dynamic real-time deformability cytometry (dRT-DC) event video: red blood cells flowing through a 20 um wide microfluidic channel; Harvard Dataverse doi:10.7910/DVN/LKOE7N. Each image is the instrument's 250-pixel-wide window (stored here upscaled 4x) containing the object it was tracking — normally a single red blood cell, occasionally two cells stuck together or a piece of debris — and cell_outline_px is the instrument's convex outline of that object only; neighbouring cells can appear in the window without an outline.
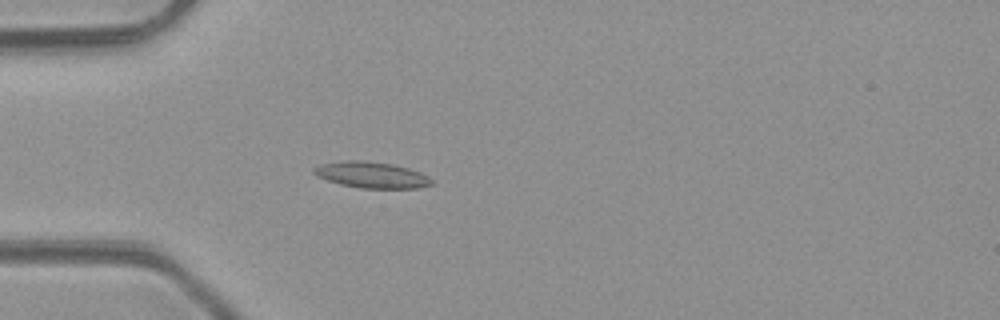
{"species": "common noctule bat (a hibernating species)", "species_latin": "Nyctalus noctula", "temperature_condition": "room temperature", "stored_images_in_passage": 4, "camera_frame_rate_fps": 3000, "um_per_image_px": 0.085, "animal": {"sex": "male", "body_mass_g": 23.1, "forearm_length_mm": 52.7}, "frame": {"image": 1, "passage_image": 4, "time_ms": 3.667, "image_size_px": [1000, 320], "cell_outline_px": [[436, 184], [416, 188], [360, 188], [340, 184], [328, 180], [312, 172], [312, 168], [320, 164], [348, 160], [360, 160], [392, 164], [408, 168], [420, 172], [428, 176]], "centroid_in_image_um": [31.61, 14.87], "position_along_channel_um": 53.4, "area_um2": 17.86}}